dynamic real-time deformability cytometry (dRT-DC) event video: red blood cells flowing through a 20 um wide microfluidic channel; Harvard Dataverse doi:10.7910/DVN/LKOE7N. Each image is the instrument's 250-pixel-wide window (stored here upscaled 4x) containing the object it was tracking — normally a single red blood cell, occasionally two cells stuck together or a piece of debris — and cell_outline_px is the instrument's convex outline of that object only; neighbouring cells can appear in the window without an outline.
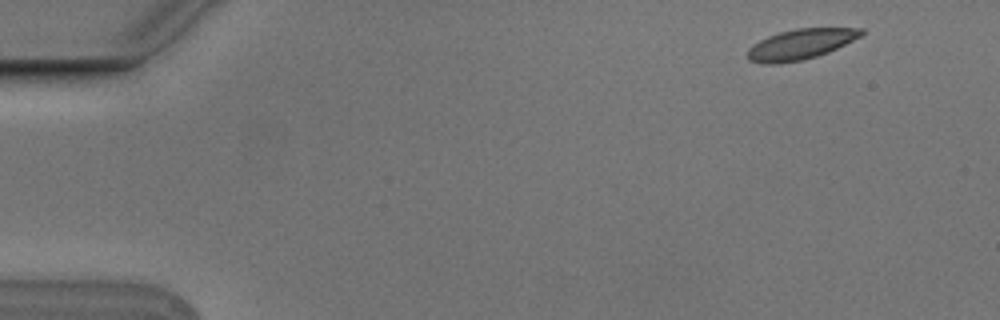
{"species": "Egyptian fruit bat (a non-hibernating species)", "species_latin": "Rousettus aegyptiacus", "temperature_condition": "cold", "stored_images_in_passage": 5, "camera_frame_rate_fps": 3000, "um_per_image_px": 0.085, "animal": {"sex": "male"}, "frame": {"image": 1, "passage_image": 1, "time_ms": 0.0, "image_size_px": [1000, 320], "cell_outline_px": [[864, 32], [860, 36], [828, 52], [816, 56], [800, 60], [780, 64], [764, 64], [748, 60], [748, 48], [752, 44], [768, 36], [780, 32], [796, 28], [864, 28]], "centroid_in_image_um": [68.0, 3.76], "position_along_channel_um": 17.0, "area_um2": 19.94}}
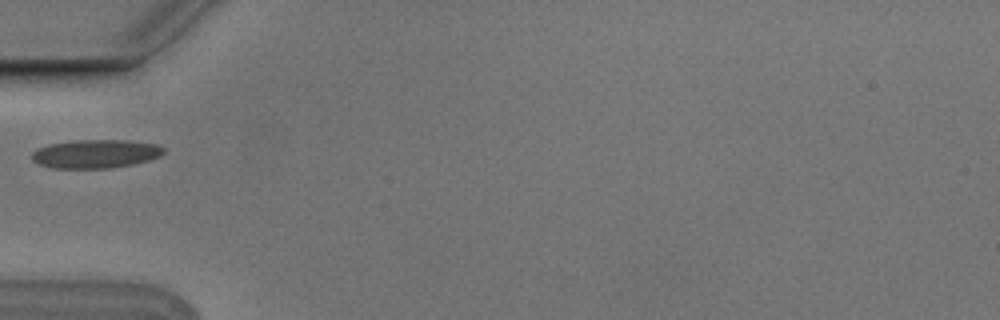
{"frame": {"image": 2, "passage_image": 5, "time_ms": 1.333, "image_size_px": [1000, 320], "cell_outline_px": [[164, 152], [160, 156], [148, 160], [132, 164], [112, 168], [52, 168], [40, 164], [32, 160], [32, 152], [36, 148], [48, 144], [76, 140], [128, 140], [160, 144], [164, 148]], "centroid_in_image_um": [8.13, 13.06], "position_along_channel_um": 76.9, "area_um2": 22.08}}